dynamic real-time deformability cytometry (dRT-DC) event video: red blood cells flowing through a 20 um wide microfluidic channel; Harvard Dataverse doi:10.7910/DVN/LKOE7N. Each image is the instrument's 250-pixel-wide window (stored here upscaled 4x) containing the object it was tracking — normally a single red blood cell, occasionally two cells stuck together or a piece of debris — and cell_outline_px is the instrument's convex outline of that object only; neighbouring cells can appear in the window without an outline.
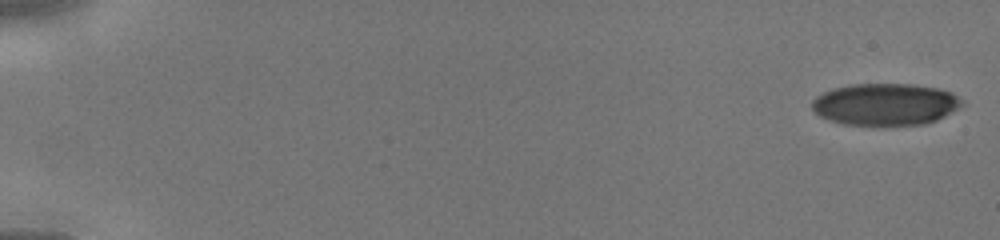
{"species": "human", "species_latin": "Homo sapiens", "temperature_condition": "cold", "stored_images_in_passage": 45, "camera_frame_rate_fps": 3000, "um_per_image_px": 0.085, "donor": {"sex": "male"}, "frame": {"image": 1, "passage_image": 1, "time_ms": 0.0, "image_size_px": [1000, 240], "cell_outline_px": [[964, 104], [944, 116], [936, 120], [924, 124], [840, 124], [828, 120], [820, 116], [812, 108], [812, 100], [816, 96], [832, 88], [848, 84], [912, 84], [940, 88], [952, 92], [964, 100]], "centroid_in_image_um": [75.25, 8.84], "position_along_channel_um": 9.7, "area_um2": 36.65}}
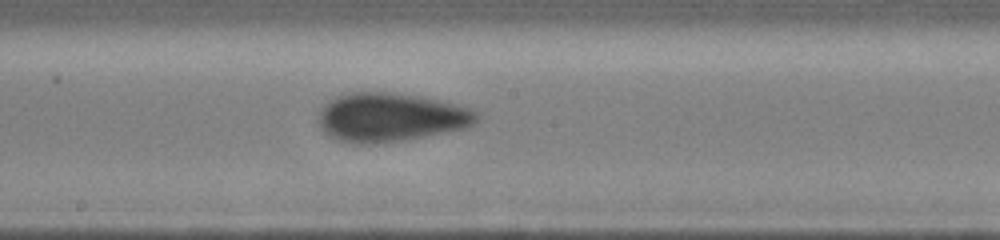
{"frame": {"image": 2, "passage_image": 26, "time_ms": 8.333, "image_size_px": [1000, 240], "cell_outline_px": [[480, 116], [476, 124], [468, 128], [404, 140], [360, 144], [356, 144], [336, 140], [324, 132], [320, 124], [320, 112], [324, 104], [328, 100], [336, 96], [352, 92], [388, 92], [420, 96], [440, 100], [456, 104], [468, 108], [476, 112]], "centroid_in_image_um": [33.23, 9.97], "position_along_channel_um": 215.0, "area_um2": 44.97}}
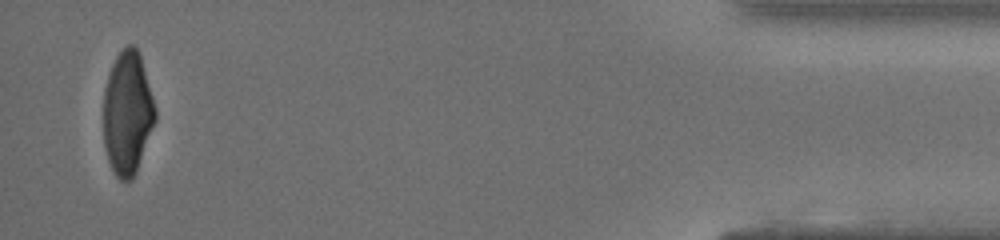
{"frame": {"image": 3, "passage_image": 44, "time_ms": 14.333, "image_size_px": [1000, 240], "cell_outline_px": [[156, 120], [136, 172], [132, 180], [120, 180], [116, 176], [108, 160], [104, 144], [104, 88], [112, 64], [116, 56], [128, 44], [132, 44], [136, 48], [140, 56], [156, 108]], "centroid_in_image_um": [10.84, 9.62], "position_along_channel_um": 424.4, "area_um2": 36.99}}